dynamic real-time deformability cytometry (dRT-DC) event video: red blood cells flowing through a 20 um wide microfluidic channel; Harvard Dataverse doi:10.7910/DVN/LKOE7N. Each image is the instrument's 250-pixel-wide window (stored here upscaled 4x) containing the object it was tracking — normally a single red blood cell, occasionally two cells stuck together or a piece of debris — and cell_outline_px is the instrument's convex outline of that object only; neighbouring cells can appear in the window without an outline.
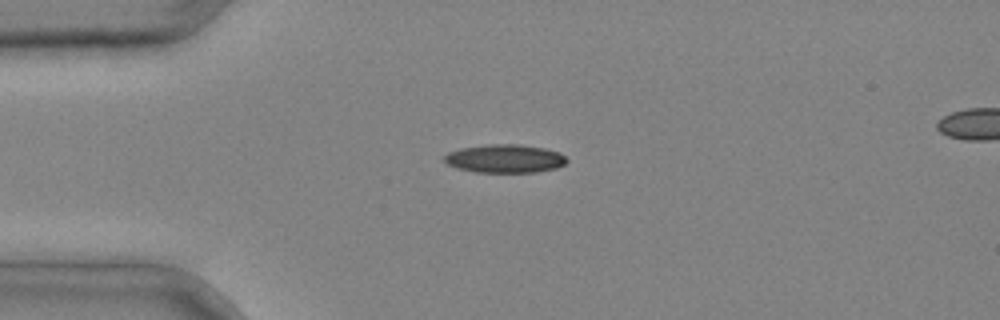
{"species": "common noctule bat (a hibernating species)", "species_latin": "Nyctalus noctula", "temperature_condition": "cold", "stored_images_in_passage": 3, "camera_frame_rate_fps": 3000, "um_per_image_px": 0.085, "animal": {"sex": "male", "body_mass_g": 20.4}, "frame": {"image": 1, "passage_image": 3, "time_ms": 0.667, "image_size_px": [1000, 320], "cell_outline_px": [[568, 160], [564, 164], [556, 168], [536, 172], [476, 172], [456, 168], [444, 164], [444, 156], [448, 152], [460, 148], [488, 144], [520, 144], [544, 148], [560, 152]], "centroid_in_image_um": [42.88, 13.48], "position_along_channel_um": 42.1, "area_um2": 20.4}}